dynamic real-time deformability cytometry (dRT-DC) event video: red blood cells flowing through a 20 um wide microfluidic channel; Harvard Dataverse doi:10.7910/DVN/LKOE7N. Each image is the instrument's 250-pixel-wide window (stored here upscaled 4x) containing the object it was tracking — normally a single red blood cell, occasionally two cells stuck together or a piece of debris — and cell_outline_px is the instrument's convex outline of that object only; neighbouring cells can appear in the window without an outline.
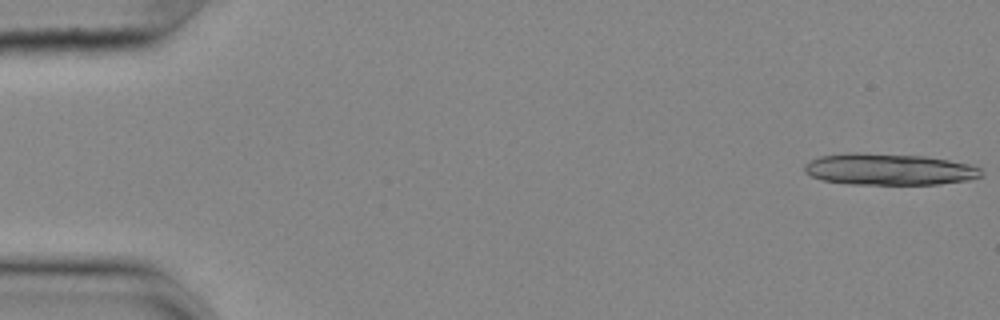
{"species": "common noctule bat (a hibernating species)", "species_latin": "Nyctalus noctula", "temperature_condition": "cold", "stored_images_in_passage": 15, "camera_frame_rate_fps": 3000, "um_per_image_px": 0.085, "animal": {"sex": "female", "body_mass_g": 25.1}, "frame": {"image": 1, "passage_image": 1, "time_ms": 0.0, "image_size_px": [1000, 320], "cell_outline_px": [[984, 176], [968, 180], [940, 184], [848, 184], [820, 180], [804, 172], [804, 164], [820, 156], [848, 152], [856, 152], [924, 156], [948, 160], [968, 164], [980, 168], [984, 172]], "centroid_in_image_um": [75.56, 14.39], "position_along_channel_um": 9.4, "area_um2": 32.66}}